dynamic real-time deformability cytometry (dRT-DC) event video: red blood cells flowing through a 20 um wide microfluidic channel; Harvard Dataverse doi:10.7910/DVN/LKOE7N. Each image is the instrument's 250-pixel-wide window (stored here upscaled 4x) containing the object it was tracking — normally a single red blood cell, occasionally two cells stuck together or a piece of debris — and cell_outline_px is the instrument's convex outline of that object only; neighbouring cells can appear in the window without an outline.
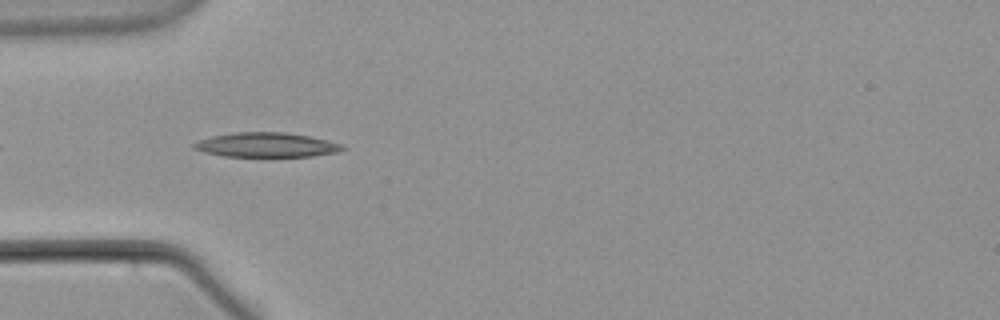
{"species": "common noctule bat (a hibernating species)", "species_latin": "Nyctalus noctula", "temperature_condition": "warm", "stored_images_in_passage": 7, "camera_frame_rate_fps": 3000, "um_per_image_px": 0.085, "animal": {"sex": "male", "body_mass_g": 21.5, "forearm_length_mm": 52.0}, "frame": {"image": 1, "passage_image": 3, "time_ms": 0.667, "image_size_px": [1000, 320], "cell_outline_px": [[348, 148], [336, 152], [312, 156], [224, 156], [204, 152], [192, 148], [192, 144], [200, 140], [212, 136], [236, 132], [284, 132], [308, 136], [328, 140], [344, 144]], "centroid_in_image_um": [22.67, 12.31], "position_along_channel_um": 62.3, "area_um2": 21.15}}
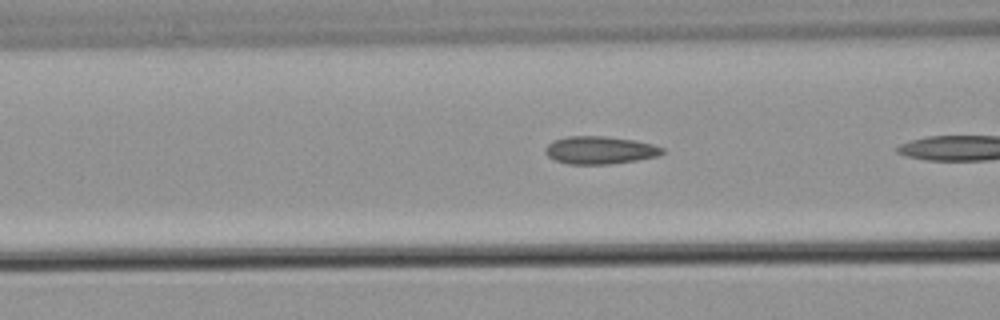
{"frame": {"image": 2, "passage_image": 5, "time_ms": 1.333, "image_size_px": [1000, 320], "cell_outline_px": [[664, 152], [656, 156], [636, 160], [608, 164], [568, 164], [556, 160], [548, 156], [544, 152], [544, 148], [552, 140], [568, 136], [604, 136], [636, 140], [652, 144], [664, 148]], "centroid_in_image_um": [50.96, 12.75], "position_along_channel_um": 115.6, "area_um2": 18.9}}